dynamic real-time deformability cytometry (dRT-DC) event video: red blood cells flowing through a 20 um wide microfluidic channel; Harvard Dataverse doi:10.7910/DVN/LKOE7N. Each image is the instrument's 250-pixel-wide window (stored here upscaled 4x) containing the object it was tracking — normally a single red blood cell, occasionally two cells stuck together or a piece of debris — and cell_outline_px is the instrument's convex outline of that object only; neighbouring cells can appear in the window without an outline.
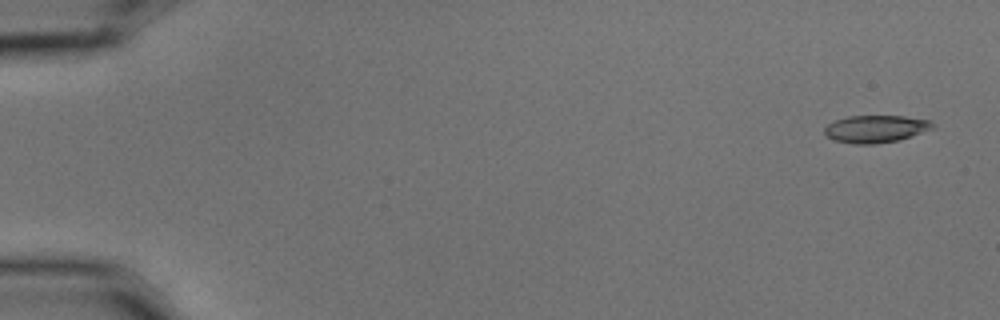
{"species": "common noctule bat (a hibernating species)", "species_latin": "Nyctalus noctula", "temperature_condition": "cold", "stored_images_in_passage": 6, "camera_frame_rate_fps": 3000, "um_per_image_px": 0.085, "animal": {"sex": "male", "body_mass_g": 15.6}, "frame": {"image": 1, "passage_image": 1, "time_ms": 0.0, "image_size_px": [1000, 320], "cell_outline_px": [[932, 128], [900, 140], [872, 144], [856, 144], [836, 140], [828, 136], [824, 132], [824, 128], [828, 124], [836, 120], [848, 116], [904, 116], [928, 120], [932, 124]], "centroid_in_image_um": [74.4, 10.95], "position_along_channel_um": 10.6, "area_um2": 16.88}}
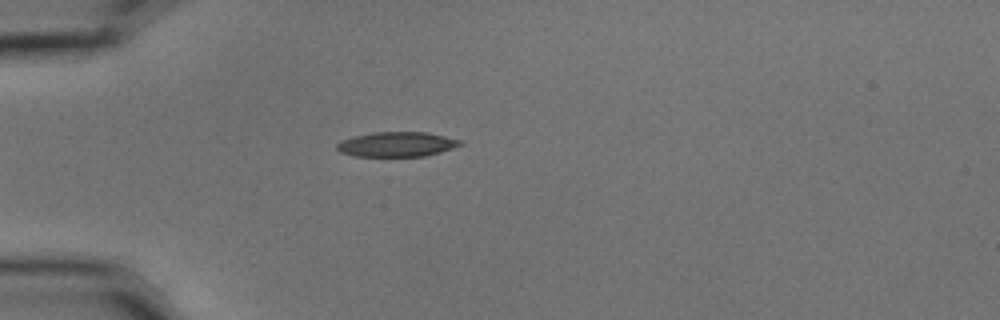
{"frame": {"image": 2, "passage_image": 5, "time_ms": 1.333, "image_size_px": [1000, 320], "cell_outline_px": [[464, 144], [440, 152], [424, 156], [356, 156], [340, 152], [336, 148], [336, 144], [340, 140], [372, 132], [428, 132], [460, 140]], "centroid_in_image_um": [33.72, 12.26], "position_along_channel_um": 51.3, "area_um2": 17.74}}